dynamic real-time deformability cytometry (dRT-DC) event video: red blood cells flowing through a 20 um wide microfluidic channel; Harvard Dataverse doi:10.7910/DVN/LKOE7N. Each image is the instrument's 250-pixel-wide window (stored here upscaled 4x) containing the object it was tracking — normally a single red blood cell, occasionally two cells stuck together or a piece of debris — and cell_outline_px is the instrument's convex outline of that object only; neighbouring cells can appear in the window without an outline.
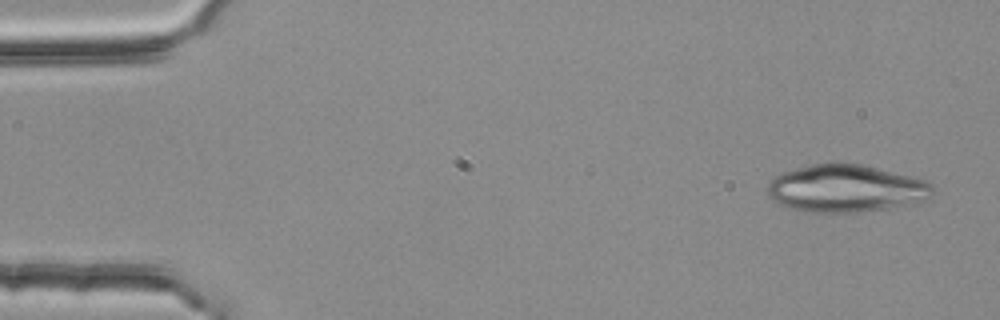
{"species": "common noctule bat (a hibernating species)", "species_latin": "Nyctalus noctula", "temperature_condition": "room temperature", "stored_images_in_passage": 5, "camera_frame_rate_fps": 3000, "um_per_image_px": 0.085, "animal": {"sex": "female", "body_mass_g": 25.1}, "frame": {"image": 1, "passage_image": 1, "time_ms": 0.0, "image_size_px": [1000, 320], "cell_outline_px": [[936, 192], [932, 196], [924, 200], [912, 204], [888, 208], [856, 212], [804, 212], [780, 204], [772, 200], [768, 196], [768, 184], [780, 172], [812, 164], [832, 160], [836, 160], [860, 164], [924, 180], [932, 184], [936, 188]], "centroid_in_image_um": [71.9, 16.0], "position_along_channel_um": 13.1, "area_um2": 46.12}}